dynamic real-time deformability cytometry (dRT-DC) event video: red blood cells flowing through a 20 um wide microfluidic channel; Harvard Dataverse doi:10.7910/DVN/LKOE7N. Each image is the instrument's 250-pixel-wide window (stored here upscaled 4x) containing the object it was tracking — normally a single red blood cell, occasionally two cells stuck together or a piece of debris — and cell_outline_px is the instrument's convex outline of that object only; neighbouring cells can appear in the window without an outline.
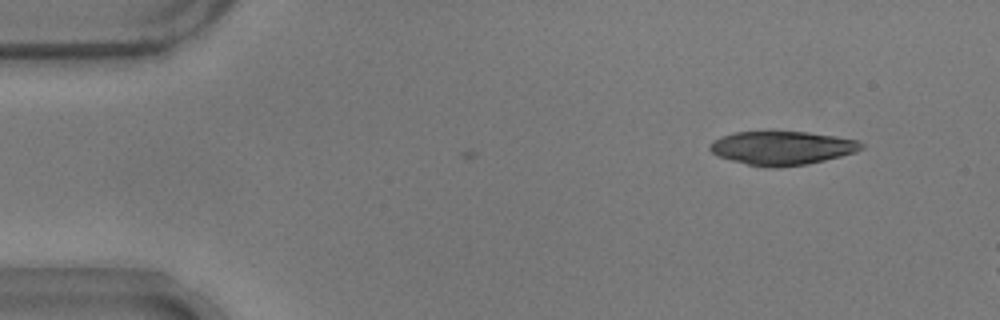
{"species": "common noctule bat (a hibernating species)", "species_latin": "Nyctalus noctula", "temperature_condition": "warm", "stored_images_in_passage": 3, "camera_frame_rate_fps": 3000, "um_per_image_px": 0.085, "animal": {"sex": "male", "body_mass_g": 17.9}, "frame": {"image": 1, "passage_image": 3, "time_ms": 0.667, "image_size_px": [1000, 320], "cell_outline_px": [[864, 148], [856, 152], [808, 164], [776, 168], [768, 168], [748, 164], [716, 156], [708, 148], [708, 144], [712, 140], [720, 136], [732, 132], [772, 128], [808, 132], [836, 136], [856, 140], [864, 144]], "centroid_in_image_um": [66.4, 12.53], "position_along_channel_um": 18.6, "area_um2": 30.98}}